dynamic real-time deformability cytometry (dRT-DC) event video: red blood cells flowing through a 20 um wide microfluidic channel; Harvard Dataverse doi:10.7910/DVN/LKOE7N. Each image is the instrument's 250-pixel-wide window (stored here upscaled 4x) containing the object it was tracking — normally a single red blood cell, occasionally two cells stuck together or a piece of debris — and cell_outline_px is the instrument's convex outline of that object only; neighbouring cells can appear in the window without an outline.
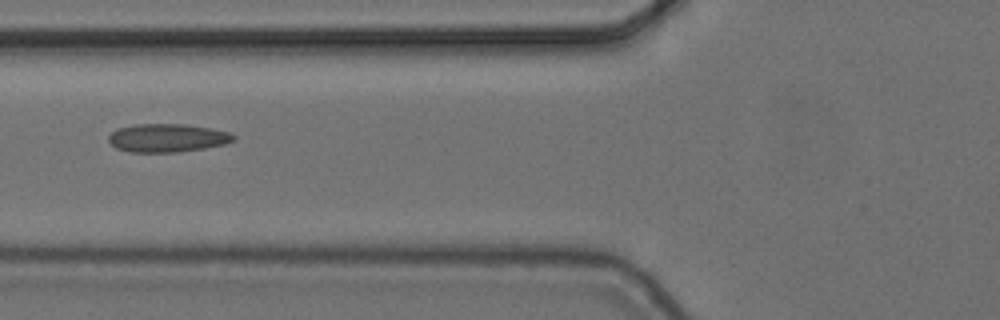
{"species": "common noctule bat (a hibernating species)", "species_latin": "Nyctalus noctula", "temperature_condition": "cold", "stored_images_in_passage": 7, "camera_frame_rate_fps": 3000, "um_per_image_px": 0.085, "animal": {"sex": "female", "body_mass_g": 24.6, "forearm_length_mm": 56.2}, "frame": {"image": 1, "passage_image": 5, "time_ms": 1.333, "image_size_px": [1000, 320], "cell_outline_px": [[236, 140], [224, 144], [204, 148], [180, 152], [128, 152], [116, 148], [108, 140], [108, 136], [116, 128], [136, 124], [184, 124], [212, 128], [228, 132], [236, 136]], "centroid_in_image_um": [14.22, 11.72], "position_along_channel_um": 111.6, "area_um2": 20.75}}
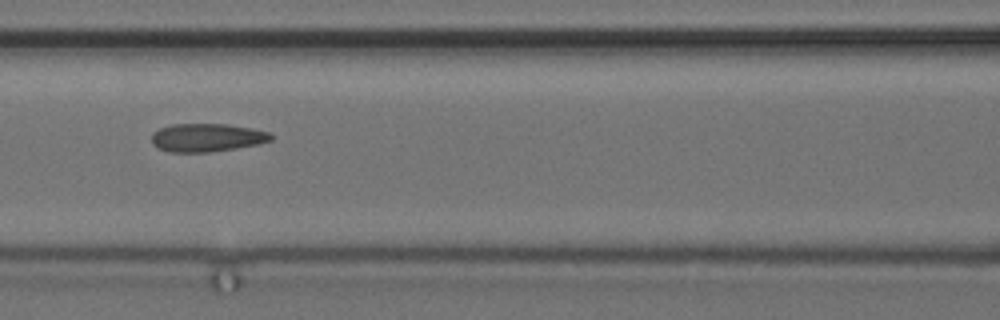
{"frame": {"image": 2, "passage_image": 6, "time_ms": 1.667, "image_size_px": [1000, 320], "cell_outline_px": [[272, 140], [260, 144], [236, 148], [208, 152], [168, 152], [152, 144], [152, 132], [160, 128], [172, 124], [228, 124], [252, 128], [268, 132], [272, 136]], "centroid_in_image_um": [17.59, 11.69], "position_along_channel_um": 149.0, "area_um2": 19.65}}
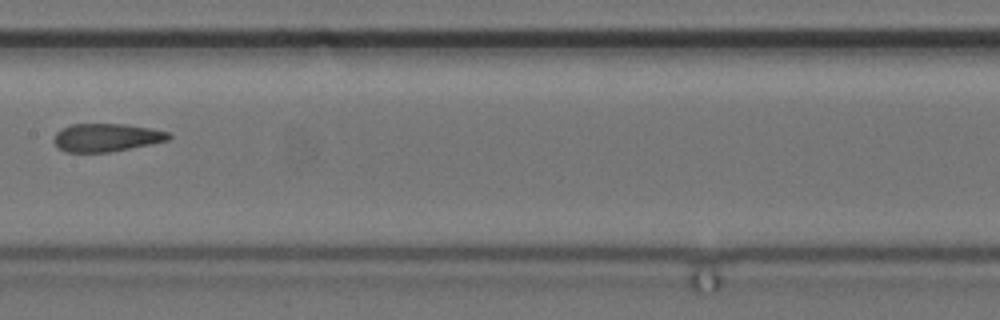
{"frame": {"image": 3, "passage_image": 7, "time_ms": 2.0, "image_size_px": [1000, 320], "cell_outline_px": [[172, 136], [168, 140], [152, 144], [108, 152], [64, 152], [52, 140], [56, 132], [72, 124], [124, 124], [148, 128], [168, 132]], "centroid_in_image_um": [9.03, 11.69], "position_along_channel_um": 198.4, "area_um2": 18.61}}